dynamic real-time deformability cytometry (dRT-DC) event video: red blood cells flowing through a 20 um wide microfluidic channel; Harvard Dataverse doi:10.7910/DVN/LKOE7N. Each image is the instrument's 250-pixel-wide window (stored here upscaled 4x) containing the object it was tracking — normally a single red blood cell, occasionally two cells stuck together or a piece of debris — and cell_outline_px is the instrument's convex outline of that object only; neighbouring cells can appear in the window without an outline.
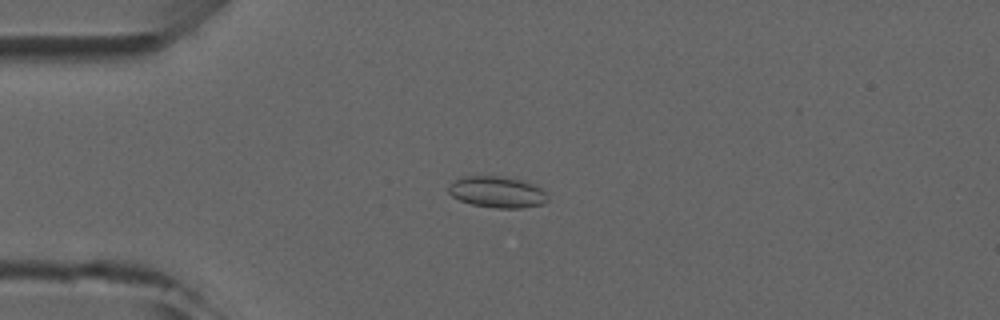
{"species": "common noctule bat (a hibernating species)", "species_latin": "Nyctalus noctula", "temperature_condition": "room temperature", "stored_images_in_passage": 6, "camera_frame_rate_fps": 3000, "um_per_image_px": 0.085, "animal": {"sex": "male", "forearm_length_mm": 52.5}, "frame": {"image": 1, "passage_image": 4, "time_ms": 3.333, "image_size_px": [1000, 320], "cell_outline_px": [[548, 200], [544, 204], [520, 208], [496, 208], [472, 204], [460, 200], [452, 196], [448, 192], [448, 188], [456, 180], [464, 176], [496, 176], [520, 180], [536, 184], [548, 196]], "centroid_in_image_um": [42.29, 16.33], "position_along_channel_um": 42.7, "area_um2": 17.92}}
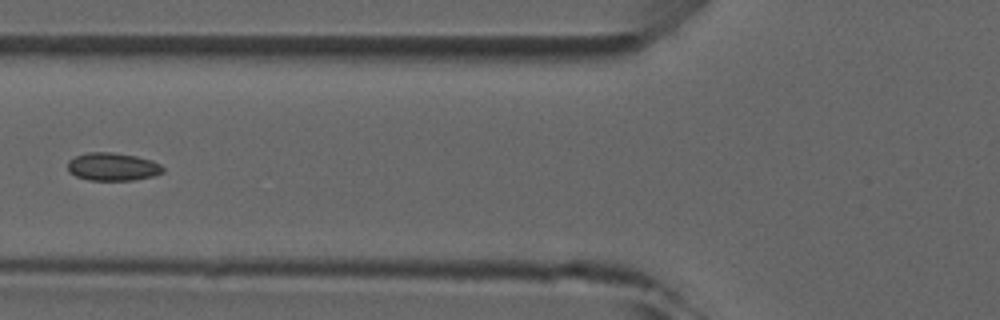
{"frame": {"image": 2, "passage_image": 6, "time_ms": 5.667, "image_size_px": [1000, 320], "cell_outline_px": [[164, 172], [152, 176], [132, 180], [88, 180], [76, 176], [68, 172], [68, 160], [76, 156], [88, 152], [112, 152], [136, 156], [152, 160], [160, 164], [164, 168]], "centroid_in_image_um": [9.57, 14.17], "position_along_channel_um": 116.2, "area_um2": 15.55}}